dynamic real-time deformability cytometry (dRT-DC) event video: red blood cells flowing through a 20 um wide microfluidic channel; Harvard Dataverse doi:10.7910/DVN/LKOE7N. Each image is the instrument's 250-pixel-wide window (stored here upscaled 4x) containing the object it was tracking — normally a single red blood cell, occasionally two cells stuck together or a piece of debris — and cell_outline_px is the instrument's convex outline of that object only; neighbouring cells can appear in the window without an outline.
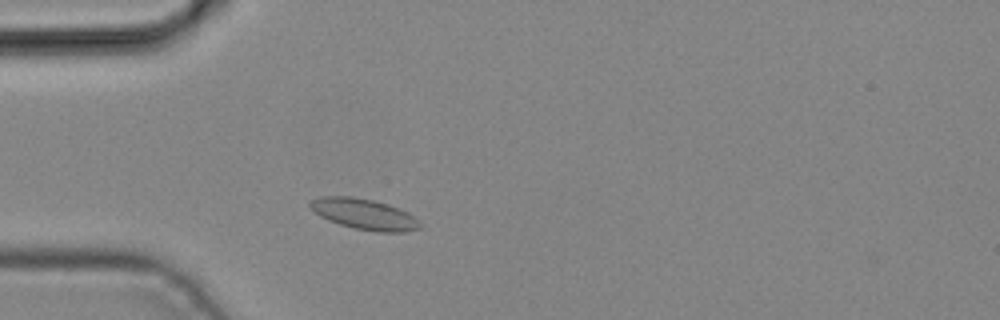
{"species": "common noctule bat (a hibernating species)", "species_latin": "Nyctalus noctula", "temperature_condition": "cold", "stored_images_in_passage": 2, "camera_frame_rate_fps": 3000, "um_per_image_px": 0.085, "animal": {"sex": "male", "body_mass_g": 19.2, "forearm_length_mm": 51.8}, "frame": {"image": 1, "passage_image": 2, "time_ms": 0.333, "image_size_px": [1000, 320], "cell_outline_px": [[420, 228], [404, 232], [376, 232], [352, 228], [328, 220], [320, 216], [308, 208], [308, 204], [312, 200], [320, 196], [352, 196], [372, 200], [388, 204], [408, 212], [420, 224]], "centroid_in_image_um": [30.9, 18.2], "position_along_channel_um": 54.1, "area_um2": 19.71}}